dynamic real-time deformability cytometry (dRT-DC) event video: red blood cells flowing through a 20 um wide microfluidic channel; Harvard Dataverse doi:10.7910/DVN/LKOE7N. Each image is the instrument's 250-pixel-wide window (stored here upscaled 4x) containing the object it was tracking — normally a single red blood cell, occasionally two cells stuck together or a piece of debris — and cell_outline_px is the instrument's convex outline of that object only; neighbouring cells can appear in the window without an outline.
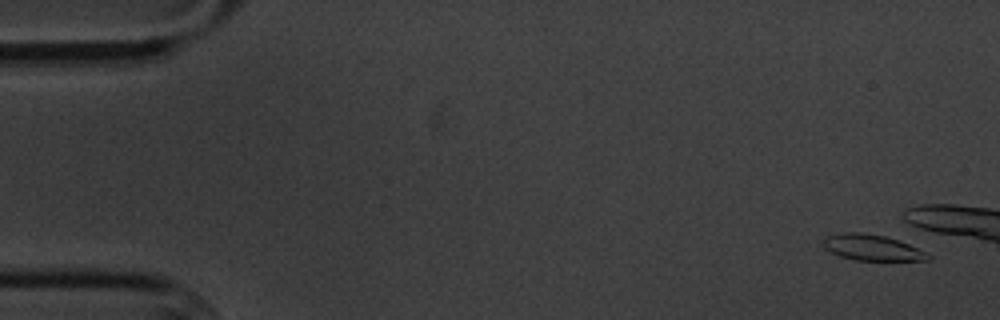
{"species": "common noctule bat (a hibernating species)", "species_latin": "Nyctalus noctula", "temperature_condition": "cold", "stored_images_in_passage": 4, "camera_frame_rate_fps": 3000, "um_per_image_px": 0.085, "animal": {"sex": "male", "body_mass_g": 20.1, "forearm_length_mm": 53.5}, "frame": {"image": 1, "passage_image": 1, "time_ms": 0.0, "image_size_px": [1000, 320], "cell_outline_px": [[932, 256], [928, 260], [856, 260], [840, 256], [824, 248], [824, 236], [840, 232], [860, 232], [884, 236], [908, 244]], "centroid_in_image_um": [74.07, 21.03], "position_along_channel_um": 10.9, "area_um2": 15.55}}